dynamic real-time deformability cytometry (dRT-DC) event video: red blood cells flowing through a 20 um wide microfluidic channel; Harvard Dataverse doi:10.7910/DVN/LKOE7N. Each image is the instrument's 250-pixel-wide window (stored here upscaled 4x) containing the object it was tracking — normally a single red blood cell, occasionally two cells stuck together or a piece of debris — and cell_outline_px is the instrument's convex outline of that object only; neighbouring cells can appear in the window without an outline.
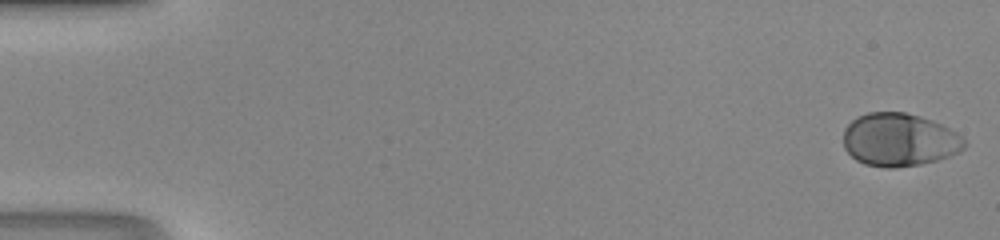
{"species": "human", "species_latin": "Homo sapiens", "temperature_condition": "room temperature", "stored_images_in_passage": 45, "camera_frame_rate_fps": 3000, "um_per_image_px": 0.085, "donor": {"sex": "male"}, "frame": {"image": 1, "passage_image": 1, "time_ms": 0.0, "image_size_px": [1000, 240], "cell_outline_px": [[964, 148], [960, 152], [936, 160], [920, 164], [896, 168], [888, 168], [864, 164], [856, 160], [844, 148], [844, 128], [856, 116], [868, 112], [904, 112], [920, 116], [932, 120], [956, 132], [964, 140]], "centroid_in_image_um": [76.41, 11.88], "position_along_channel_um": 8.6, "area_um2": 37.4}}
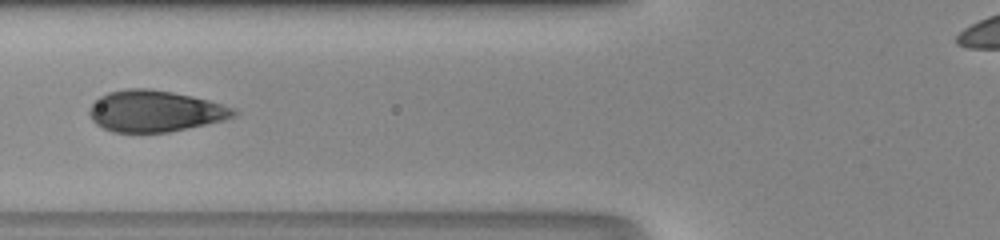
{"frame": {"image": 2, "passage_image": 20, "time_ms": 6.333, "image_size_px": [1000, 240], "cell_outline_px": [[240, 112], [236, 116], [224, 120], [168, 132], [112, 132], [96, 124], [92, 120], [88, 112], [88, 108], [100, 96], [108, 92], [128, 88], [148, 88], [172, 92], [192, 96], [224, 104], [236, 108]], "centroid_in_image_um": [13.19, 9.44], "position_along_channel_um": 112.6, "area_um2": 34.91}}
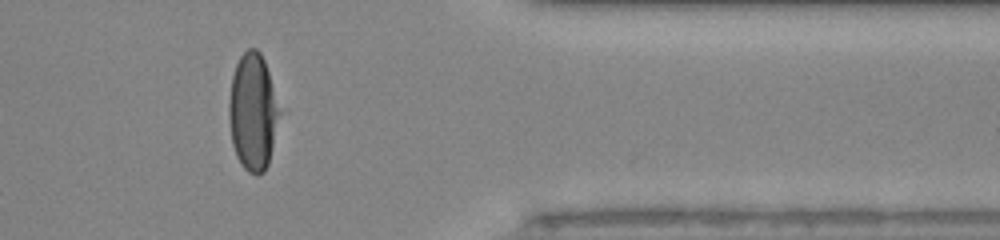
{"frame": {"image": 3, "passage_image": 40, "time_ms": 13.0, "image_size_px": [1000, 240], "cell_outline_px": [[288, 112], [268, 164], [264, 172], [256, 176], [248, 172], [244, 168], [236, 156], [232, 144], [228, 116], [228, 104], [232, 76], [236, 64], [240, 56], [248, 48], [256, 48], [260, 52], [264, 60]], "centroid_in_image_um": [21.64, 9.53], "position_along_channel_um": 389.8, "area_um2": 37.17}}